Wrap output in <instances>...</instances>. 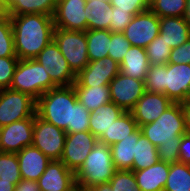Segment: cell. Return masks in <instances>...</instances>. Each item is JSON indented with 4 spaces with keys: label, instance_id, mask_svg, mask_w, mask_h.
Instances as JSON below:
<instances>
[{
    "label": "cell",
    "instance_id": "1",
    "mask_svg": "<svg viewBox=\"0 0 190 191\" xmlns=\"http://www.w3.org/2000/svg\"><path fill=\"white\" fill-rule=\"evenodd\" d=\"M91 112L83 106L72 86H58L36 101V115L66 134L89 131Z\"/></svg>",
    "mask_w": 190,
    "mask_h": 191
},
{
    "label": "cell",
    "instance_id": "2",
    "mask_svg": "<svg viewBox=\"0 0 190 191\" xmlns=\"http://www.w3.org/2000/svg\"><path fill=\"white\" fill-rule=\"evenodd\" d=\"M9 16L19 60L34 59L53 40V16L36 13Z\"/></svg>",
    "mask_w": 190,
    "mask_h": 191
},
{
    "label": "cell",
    "instance_id": "3",
    "mask_svg": "<svg viewBox=\"0 0 190 191\" xmlns=\"http://www.w3.org/2000/svg\"><path fill=\"white\" fill-rule=\"evenodd\" d=\"M142 134L156 147L160 144H181L186 133L182 103H173L152 123L139 127Z\"/></svg>",
    "mask_w": 190,
    "mask_h": 191
},
{
    "label": "cell",
    "instance_id": "4",
    "mask_svg": "<svg viewBox=\"0 0 190 191\" xmlns=\"http://www.w3.org/2000/svg\"><path fill=\"white\" fill-rule=\"evenodd\" d=\"M116 171L110 146L98 141L75 173L76 186L90 189L95 185L108 183Z\"/></svg>",
    "mask_w": 190,
    "mask_h": 191
},
{
    "label": "cell",
    "instance_id": "5",
    "mask_svg": "<svg viewBox=\"0 0 190 191\" xmlns=\"http://www.w3.org/2000/svg\"><path fill=\"white\" fill-rule=\"evenodd\" d=\"M58 87L35 59L19 60L10 89L30 95L36 101L50 89Z\"/></svg>",
    "mask_w": 190,
    "mask_h": 191
},
{
    "label": "cell",
    "instance_id": "6",
    "mask_svg": "<svg viewBox=\"0 0 190 191\" xmlns=\"http://www.w3.org/2000/svg\"><path fill=\"white\" fill-rule=\"evenodd\" d=\"M53 40L75 75H78L90 62L85 31L55 28Z\"/></svg>",
    "mask_w": 190,
    "mask_h": 191
},
{
    "label": "cell",
    "instance_id": "7",
    "mask_svg": "<svg viewBox=\"0 0 190 191\" xmlns=\"http://www.w3.org/2000/svg\"><path fill=\"white\" fill-rule=\"evenodd\" d=\"M36 115V100L10 88L0 89V128Z\"/></svg>",
    "mask_w": 190,
    "mask_h": 191
},
{
    "label": "cell",
    "instance_id": "8",
    "mask_svg": "<svg viewBox=\"0 0 190 191\" xmlns=\"http://www.w3.org/2000/svg\"><path fill=\"white\" fill-rule=\"evenodd\" d=\"M66 132L37 115L34 116L32 146L51 160H60L63 154Z\"/></svg>",
    "mask_w": 190,
    "mask_h": 191
},
{
    "label": "cell",
    "instance_id": "9",
    "mask_svg": "<svg viewBox=\"0 0 190 191\" xmlns=\"http://www.w3.org/2000/svg\"><path fill=\"white\" fill-rule=\"evenodd\" d=\"M34 59L44 67L57 86H72L75 83L76 75L70 69L54 40L45 46Z\"/></svg>",
    "mask_w": 190,
    "mask_h": 191
},
{
    "label": "cell",
    "instance_id": "10",
    "mask_svg": "<svg viewBox=\"0 0 190 191\" xmlns=\"http://www.w3.org/2000/svg\"><path fill=\"white\" fill-rule=\"evenodd\" d=\"M111 102L130 112L146 92L144 80L126 76L119 72L109 83Z\"/></svg>",
    "mask_w": 190,
    "mask_h": 191
},
{
    "label": "cell",
    "instance_id": "11",
    "mask_svg": "<svg viewBox=\"0 0 190 191\" xmlns=\"http://www.w3.org/2000/svg\"><path fill=\"white\" fill-rule=\"evenodd\" d=\"M97 142L98 139L90 131L68 133L60 160L76 173Z\"/></svg>",
    "mask_w": 190,
    "mask_h": 191
},
{
    "label": "cell",
    "instance_id": "12",
    "mask_svg": "<svg viewBox=\"0 0 190 191\" xmlns=\"http://www.w3.org/2000/svg\"><path fill=\"white\" fill-rule=\"evenodd\" d=\"M159 17L150 9L139 13L123 31L131 46L146 48L159 35Z\"/></svg>",
    "mask_w": 190,
    "mask_h": 191
},
{
    "label": "cell",
    "instance_id": "13",
    "mask_svg": "<svg viewBox=\"0 0 190 191\" xmlns=\"http://www.w3.org/2000/svg\"><path fill=\"white\" fill-rule=\"evenodd\" d=\"M164 95L173 103L190 99V64H164Z\"/></svg>",
    "mask_w": 190,
    "mask_h": 191
},
{
    "label": "cell",
    "instance_id": "14",
    "mask_svg": "<svg viewBox=\"0 0 190 191\" xmlns=\"http://www.w3.org/2000/svg\"><path fill=\"white\" fill-rule=\"evenodd\" d=\"M34 116L0 128V152L17 153L33 142Z\"/></svg>",
    "mask_w": 190,
    "mask_h": 191
},
{
    "label": "cell",
    "instance_id": "15",
    "mask_svg": "<svg viewBox=\"0 0 190 191\" xmlns=\"http://www.w3.org/2000/svg\"><path fill=\"white\" fill-rule=\"evenodd\" d=\"M86 2L87 0H57L53 14L55 28L86 31L87 14L84 11Z\"/></svg>",
    "mask_w": 190,
    "mask_h": 191
},
{
    "label": "cell",
    "instance_id": "16",
    "mask_svg": "<svg viewBox=\"0 0 190 191\" xmlns=\"http://www.w3.org/2000/svg\"><path fill=\"white\" fill-rule=\"evenodd\" d=\"M120 72V64L107 56L102 59L90 61L88 65L76 75L73 86H99L109 85Z\"/></svg>",
    "mask_w": 190,
    "mask_h": 191
},
{
    "label": "cell",
    "instance_id": "17",
    "mask_svg": "<svg viewBox=\"0 0 190 191\" xmlns=\"http://www.w3.org/2000/svg\"><path fill=\"white\" fill-rule=\"evenodd\" d=\"M40 191H72L75 189V173L61 160H51L37 181Z\"/></svg>",
    "mask_w": 190,
    "mask_h": 191
},
{
    "label": "cell",
    "instance_id": "18",
    "mask_svg": "<svg viewBox=\"0 0 190 191\" xmlns=\"http://www.w3.org/2000/svg\"><path fill=\"white\" fill-rule=\"evenodd\" d=\"M173 102L163 93L145 92L130 111L138 127L155 121Z\"/></svg>",
    "mask_w": 190,
    "mask_h": 191
},
{
    "label": "cell",
    "instance_id": "19",
    "mask_svg": "<svg viewBox=\"0 0 190 191\" xmlns=\"http://www.w3.org/2000/svg\"><path fill=\"white\" fill-rule=\"evenodd\" d=\"M16 154L22 179L38 181L51 161L34 146H27Z\"/></svg>",
    "mask_w": 190,
    "mask_h": 191
},
{
    "label": "cell",
    "instance_id": "20",
    "mask_svg": "<svg viewBox=\"0 0 190 191\" xmlns=\"http://www.w3.org/2000/svg\"><path fill=\"white\" fill-rule=\"evenodd\" d=\"M170 164L158 161L151 167L133 171L140 191H163L169 175Z\"/></svg>",
    "mask_w": 190,
    "mask_h": 191
},
{
    "label": "cell",
    "instance_id": "21",
    "mask_svg": "<svg viewBox=\"0 0 190 191\" xmlns=\"http://www.w3.org/2000/svg\"><path fill=\"white\" fill-rule=\"evenodd\" d=\"M159 37L171 48H176L190 39V27L183 17L159 18Z\"/></svg>",
    "mask_w": 190,
    "mask_h": 191
},
{
    "label": "cell",
    "instance_id": "22",
    "mask_svg": "<svg viewBox=\"0 0 190 191\" xmlns=\"http://www.w3.org/2000/svg\"><path fill=\"white\" fill-rule=\"evenodd\" d=\"M125 111L117 106L114 102L101 105L97 109L91 111L89 118V131L99 139L109 127L113 121L117 120Z\"/></svg>",
    "mask_w": 190,
    "mask_h": 191
},
{
    "label": "cell",
    "instance_id": "23",
    "mask_svg": "<svg viewBox=\"0 0 190 191\" xmlns=\"http://www.w3.org/2000/svg\"><path fill=\"white\" fill-rule=\"evenodd\" d=\"M149 67L146 50L131 46L120 63V72L126 76L145 81Z\"/></svg>",
    "mask_w": 190,
    "mask_h": 191
},
{
    "label": "cell",
    "instance_id": "24",
    "mask_svg": "<svg viewBox=\"0 0 190 191\" xmlns=\"http://www.w3.org/2000/svg\"><path fill=\"white\" fill-rule=\"evenodd\" d=\"M142 134L138 128L129 137L110 146L113 165L117 170H131L134 162L136 142Z\"/></svg>",
    "mask_w": 190,
    "mask_h": 191
},
{
    "label": "cell",
    "instance_id": "25",
    "mask_svg": "<svg viewBox=\"0 0 190 191\" xmlns=\"http://www.w3.org/2000/svg\"><path fill=\"white\" fill-rule=\"evenodd\" d=\"M87 30H109L111 23V5L109 0H87Z\"/></svg>",
    "mask_w": 190,
    "mask_h": 191
},
{
    "label": "cell",
    "instance_id": "26",
    "mask_svg": "<svg viewBox=\"0 0 190 191\" xmlns=\"http://www.w3.org/2000/svg\"><path fill=\"white\" fill-rule=\"evenodd\" d=\"M138 124L134 120L131 112H124L117 120L113 121L109 127L99 139V142L105 143L109 146L129 137L138 129Z\"/></svg>",
    "mask_w": 190,
    "mask_h": 191
},
{
    "label": "cell",
    "instance_id": "27",
    "mask_svg": "<svg viewBox=\"0 0 190 191\" xmlns=\"http://www.w3.org/2000/svg\"><path fill=\"white\" fill-rule=\"evenodd\" d=\"M73 87L79 102L90 112L111 101L109 85Z\"/></svg>",
    "mask_w": 190,
    "mask_h": 191
},
{
    "label": "cell",
    "instance_id": "28",
    "mask_svg": "<svg viewBox=\"0 0 190 191\" xmlns=\"http://www.w3.org/2000/svg\"><path fill=\"white\" fill-rule=\"evenodd\" d=\"M87 51L89 61H95L108 56L111 41L110 30H86Z\"/></svg>",
    "mask_w": 190,
    "mask_h": 191
},
{
    "label": "cell",
    "instance_id": "29",
    "mask_svg": "<svg viewBox=\"0 0 190 191\" xmlns=\"http://www.w3.org/2000/svg\"><path fill=\"white\" fill-rule=\"evenodd\" d=\"M158 161L159 155L157 147L141 134L136 142L132 171L146 169Z\"/></svg>",
    "mask_w": 190,
    "mask_h": 191
},
{
    "label": "cell",
    "instance_id": "30",
    "mask_svg": "<svg viewBox=\"0 0 190 191\" xmlns=\"http://www.w3.org/2000/svg\"><path fill=\"white\" fill-rule=\"evenodd\" d=\"M163 191H190V165L180 161L170 164Z\"/></svg>",
    "mask_w": 190,
    "mask_h": 191
},
{
    "label": "cell",
    "instance_id": "31",
    "mask_svg": "<svg viewBox=\"0 0 190 191\" xmlns=\"http://www.w3.org/2000/svg\"><path fill=\"white\" fill-rule=\"evenodd\" d=\"M0 179L10 181L15 186L22 179L16 153L0 152Z\"/></svg>",
    "mask_w": 190,
    "mask_h": 191
},
{
    "label": "cell",
    "instance_id": "32",
    "mask_svg": "<svg viewBox=\"0 0 190 191\" xmlns=\"http://www.w3.org/2000/svg\"><path fill=\"white\" fill-rule=\"evenodd\" d=\"M187 0H155L149 9L159 18L162 17H183Z\"/></svg>",
    "mask_w": 190,
    "mask_h": 191
},
{
    "label": "cell",
    "instance_id": "33",
    "mask_svg": "<svg viewBox=\"0 0 190 191\" xmlns=\"http://www.w3.org/2000/svg\"><path fill=\"white\" fill-rule=\"evenodd\" d=\"M0 57H17L10 16L0 18Z\"/></svg>",
    "mask_w": 190,
    "mask_h": 191
},
{
    "label": "cell",
    "instance_id": "34",
    "mask_svg": "<svg viewBox=\"0 0 190 191\" xmlns=\"http://www.w3.org/2000/svg\"><path fill=\"white\" fill-rule=\"evenodd\" d=\"M171 49L172 48L163 39L157 36L145 48L149 60V65L167 64Z\"/></svg>",
    "mask_w": 190,
    "mask_h": 191
},
{
    "label": "cell",
    "instance_id": "35",
    "mask_svg": "<svg viewBox=\"0 0 190 191\" xmlns=\"http://www.w3.org/2000/svg\"><path fill=\"white\" fill-rule=\"evenodd\" d=\"M109 183L113 191H140L131 170H117Z\"/></svg>",
    "mask_w": 190,
    "mask_h": 191
},
{
    "label": "cell",
    "instance_id": "36",
    "mask_svg": "<svg viewBox=\"0 0 190 191\" xmlns=\"http://www.w3.org/2000/svg\"><path fill=\"white\" fill-rule=\"evenodd\" d=\"M144 82L147 92L164 94V64L151 65Z\"/></svg>",
    "mask_w": 190,
    "mask_h": 191
},
{
    "label": "cell",
    "instance_id": "37",
    "mask_svg": "<svg viewBox=\"0 0 190 191\" xmlns=\"http://www.w3.org/2000/svg\"><path fill=\"white\" fill-rule=\"evenodd\" d=\"M130 47L131 44L126 39L123 32H111L108 56L111 57L114 61L120 64Z\"/></svg>",
    "mask_w": 190,
    "mask_h": 191
},
{
    "label": "cell",
    "instance_id": "38",
    "mask_svg": "<svg viewBox=\"0 0 190 191\" xmlns=\"http://www.w3.org/2000/svg\"><path fill=\"white\" fill-rule=\"evenodd\" d=\"M18 57H0V89L10 88Z\"/></svg>",
    "mask_w": 190,
    "mask_h": 191
},
{
    "label": "cell",
    "instance_id": "39",
    "mask_svg": "<svg viewBox=\"0 0 190 191\" xmlns=\"http://www.w3.org/2000/svg\"><path fill=\"white\" fill-rule=\"evenodd\" d=\"M109 2L112 7L129 11L134 16L149 10L150 7L148 0H109Z\"/></svg>",
    "mask_w": 190,
    "mask_h": 191
},
{
    "label": "cell",
    "instance_id": "40",
    "mask_svg": "<svg viewBox=\"0 0 190 191\" xmlns=\"http://www.w3.org/2000/svg\"><path fill=\"white\" fill-rule=\"evenodd\" d=\"M134 15L129 11L118 10L111 6V23L109 30L111 32H123L127 25L133 20Z\"/></svg>",
    "mask_w": 190,
    "mask_h": 191
},
{
    "label": "cell",
    "instance_id": "41",
    "mask_svg": "<svg viewBox=\"0 0 190 191\" xmlns=\"http://www.w3.org/2000/svg\"><path fill=\"white\" fill-rule=\"evenodd\" d=\"M8 15L35 13V0H3Z\"/></svg>",
    "mask_w": 190,
    "mask_h": 191
},
{
    "label": "cell",
    "instance_id": "42",
    "mask_svg": "<svg viewBox=\"0 0 190 191\" xmlns=\"http://www.w3.org/2000/svg\"><path fill=\"white\" fill-rule=\"evenodd\" d=\"M180 144H160L157 147L159 161L173 164L180 161L179 153Z\"/></svg>",
    "mask_w": 190,
    "mask_h": 191
},
{
    "label": "cell",
    "instance_id": "43",
    "mask_svg": "<svg viewBox=\"0 0 190 191\" xmlns=\"http://www.w3.org/2000/svg\"><path fill=\"white\" fill-rule=\"evenodd\" d=\"M168 63L190 64V39L182 45L171 49Z\"/></svg>",
    "mask_w": 190,
    "mask_h": 191
},
{
    "label": "cell",
    "instance_id": "44",
    "mask_svg": "<svg viewBox=\"0 0 190 191\" xmlns=\"http://www.w3.org/2000/svg\"><path fill=\"white\" fill-rule=\"evenodd\" d=\"M57 0H35V13L53 16Z\"/></svg>",
    "mask_w": 190,
    "mask_h": 191
},
{
    "label": "cell",
    "instance_id": "45",
    "mask_svg": "<svg viewBox=\"0 0 190 191\" xmlns=\"http://www.w3.org/2000/svg\"><path fill=\"white\" fill-rule=\"evenodd\" d=\"M180 162L190 165V133L182 135V141L179 146Z\"/></svg>",
    "mask_w": 190,
    "mask_h": 191
},
{
    "label": "cell",
    "instance_id": "46",
    "mask_svg": "<svg viewBox=\"0 0 190 191\" xmlns=\"http://www.w3.org/2000/svg\"><path fill=\"white\" fill-rule=\"evenodd\" d=\"M15 191H40L37 181L21 179L15 186Z\"/></svg>",
    "mask_w": 190,
    "mask_h": 191
},
{
    "label": "cell",
    "instance_id": "47",
    "mask_svg": "<svg viewBox=\"0 0 190 191\" xmlns=\"http://www.w3.org/2000/svg\"><path fill=\"white\" fill-rule=\"evenodd\" d=\"M182 109L185 117L186 133H190V99L187 102L182 103Z\"/></svg>",
    "mask_w": 190,
    "mask_h": 191
},
{
    "label": "cell",
    "instance_id": "48",
    "mask_svg": "<svg viewBox=\"0 0 190 191\" xmlns=\"http://www.w3.org/2000/svg\"><path fill=\"white\" fill-rule=\"evenodd\" d=\"M0 191H15V185L10 181L0 179Z\"/></svg>",
    "mask_w": 190,
    "mask_h": 191
},
{
    "label": "cell",
    "instance_id": "49",
    "mask_svg": "<svg viewBox=\"0 0 190 191\" xmlns=\"http://www.w3.org/2000/svg\"><path fill=\"white\" fill-rule=\"evenodd\" d=\"M90 191H113V188L111 187L110 183H103L93 186L89 189Z\"/></svg>",
    "mask_w": 190,
    "mask_h": 191
},
{
    "label": "cell",
    "instance_id": "50",
    "mask_svg": "<svg viewBox=\"0 0 190 191\" xmlns=\"http://www.w3.org/2000/svg\"><path fill=\"white\" fill-rule=\"evenodd\" d=\"M183 18L185 22L188 24V26L190 27V0L186 1V9H185Z\"/></svg>",
    "mask_w": 190,
    "mask_h": 191
},
{
    "label": "cell",
    "instance_id": "51",
    "mask_svg": "<svg viewBox=\"0 0 190 191\" xmlns=\"http://www.w3.org/2000/svg\"><path fill=\"white\" fill-rule=\"evenodd\" d=\"M8 16L3 0H0V18Z\"/></svg>",
    "mask_w": 190,
    "mask_h": 191
},
{
    "label": "cell",
    "instance_id": "52",
    "mask_svg": "<svg viewBox=\"0 0 190 191\" xmlns=\"http://www.w3.org/2000/svg\"><path fill=\"white\" fill-rule=\"evenodd\" d=\"M72 191H83V189H82V188H78V187H76V188L73 189Z\"/></svg>",
    "mask_w": 190,
    "mask_h": 191
},
{
    "label": "cell",
    "instance_id": "53",
    "mask_svg": "<svg viewBox=\"0 0 190 191\" xmlns=\"http://www.w3.org/2000/svg\"><path fill=\"white\" fill-rule=\"evenodd\" d=\"M155 0H148L149 5H151Z\"/></svg>",
    "mask_w": 190,
    "mask_h": 191
}]
</instances>
